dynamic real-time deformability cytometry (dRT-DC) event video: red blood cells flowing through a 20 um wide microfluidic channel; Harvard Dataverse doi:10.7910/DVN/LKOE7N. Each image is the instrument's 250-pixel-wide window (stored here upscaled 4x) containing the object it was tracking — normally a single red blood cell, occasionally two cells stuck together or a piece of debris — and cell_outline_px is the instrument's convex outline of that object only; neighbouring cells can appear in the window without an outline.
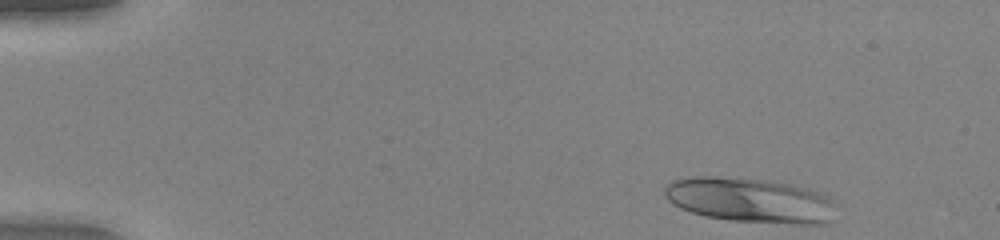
{"species": "human", "species_latin": "Homo sapiens", "temperature_condition": "warm", "stored_images_in_passage": 45, "camera_frame_rate_fps": 3000, "um_per_image_px": 0.085, "donor": {"sex": "female"}, "frame": {"image": 1, "passage_image": 1, "time_ms": 0.0, "image_size_px": [1000, 240], "cell_outline_px": [[832, 220], [828, 224], [792, 224], [732, 220], [704, 216], [680, 208], [672, 204], [664, 196], [664, 188], [672, 180], [688, 176], [712, 176], [764, 180], [792, 184], [808, 188], [828, 196], [832, 204]], "centroid_in_image_um": [63.71, 17.02], "position_along_channel_um": 21.3, "area_um2": 44.8}}
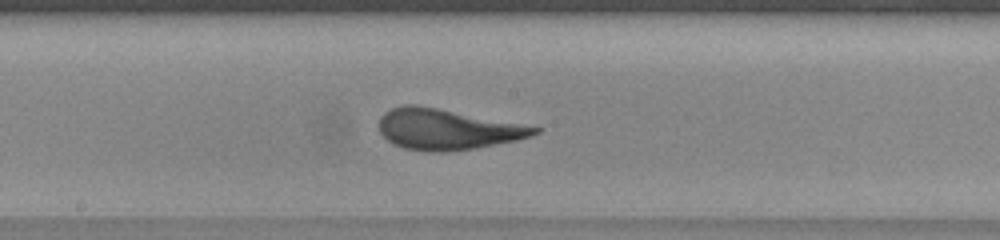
{"frame": {"image": 2, "passage_image": 23, "time_ms": 7.333, "image_size_px": [1000, 240], "cell_outline_px": [[540, 132], [532, 136], [516, 140], [476, 148], [448, 152], [428, 152], [404, 148], [392, 144], [380, 132], [380, 116], [384, 112], [392, 108], [404, 104], [416, 104], [540, 128]], "centroid_in_image_um": [37.95, 11.0], "position_along_channel_um": 210.3, "area_um2": 36.47}}
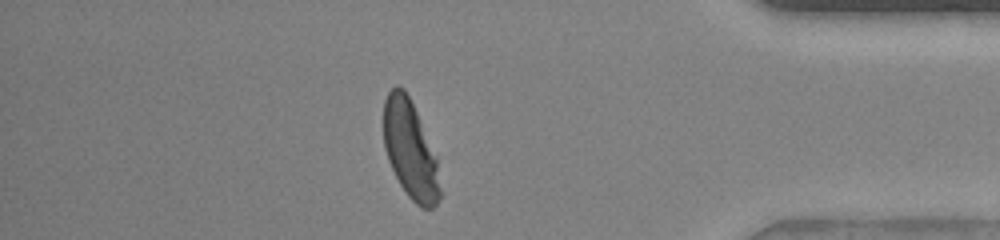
{"frame": {"image": 3, "passage_image": 39, "time_ms": 12.667, "image_size_px": [1000, 240], "cell_outline_px": [[440, 196], [436, 204], [432, 208], [420, 208], [408, 196], [400, 184], [388, 160], [384, 148], [384, 100], [388, 92], [396, 84], [404, 88], [416, 112], [436, 156], [440, 188]], "centroid_in_image_um": [34.85, 12.74], "position_along_channel_um": 400.3, "area_um2": 31.79}}